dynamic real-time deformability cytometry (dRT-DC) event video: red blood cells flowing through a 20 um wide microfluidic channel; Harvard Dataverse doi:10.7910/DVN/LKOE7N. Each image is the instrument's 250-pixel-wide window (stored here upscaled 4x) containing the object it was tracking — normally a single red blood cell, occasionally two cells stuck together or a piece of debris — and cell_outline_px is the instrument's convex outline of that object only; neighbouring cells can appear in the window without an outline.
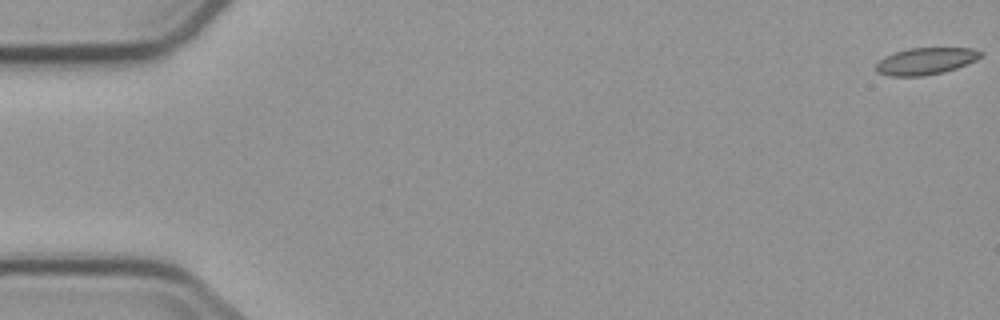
{"species": "common noctule bat (a hibernating species)", "species_latin": "Nyctalus noctula", "temperature_condition": "cold", "stored_images_in_passage": 6, "camera_frame_rate_fps": 3000, "um_per_image_px": 0.085, "animal": {"sex": "male", "body_mass_g": 23.1, "forearm_length_mm": 52.7}, "frame": {"image": 1, "passage_image": 1, "time_ms": 0.0, "image_size_px": [1000, 320], "cell_outline_px": [[984, 52], [976, 60], [968, 64], [944, 72], [924, 76], [892, 76], [876, 72], [876, 64], [884, 56], [892, 52], [908, 48], [972, 48]], "centroid_in_image_um": [78.67, 5.19], "position_along_channel_um": 6.3, "area_um2": 16.53}}